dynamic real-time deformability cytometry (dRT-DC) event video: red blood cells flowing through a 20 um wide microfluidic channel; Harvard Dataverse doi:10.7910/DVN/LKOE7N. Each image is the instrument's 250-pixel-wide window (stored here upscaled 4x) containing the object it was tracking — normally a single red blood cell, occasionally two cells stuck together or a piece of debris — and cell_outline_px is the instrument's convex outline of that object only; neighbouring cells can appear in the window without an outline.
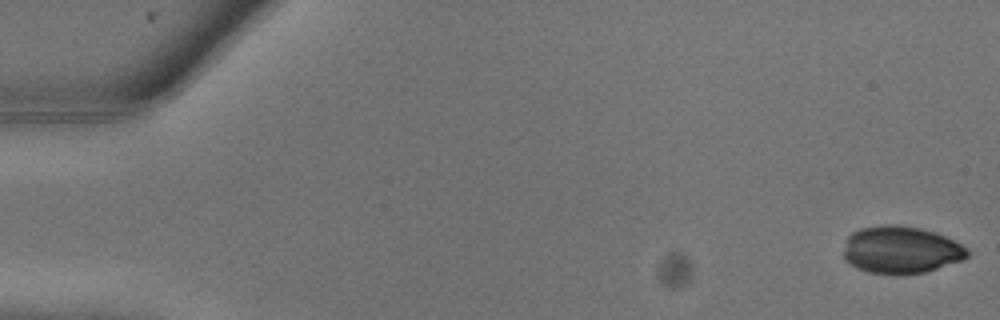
{"species": "common noctule bat (a hibernating species)", "species_latin": "Nyctalus noctula", "temperature_condition": "warm", "stored_images_in_passage": 8, "camera_frame_rate_fps": 3000, "um_per_image_px": 0.085, "animal": {"sex": "male", "body_mass_g": 13.3}, "frame": {"image": 1, "passage_image": 1, "time_ms": 0.0, "image_size_px": [1000, 320], "cell_outline_px": [[972, 252], [964, 260], [924, 272], [868, 272], [856, 268], [844, 260], [844, 248], [848, 236], [852, 232], [860, 228], [884, 224], [896, 224], [920, 228], [936, 232], [968, 248]], "centroid_in_image_um": [76.59, 21.2], "position_along_channel_um": 8.4, "area_um2": 33.87}}
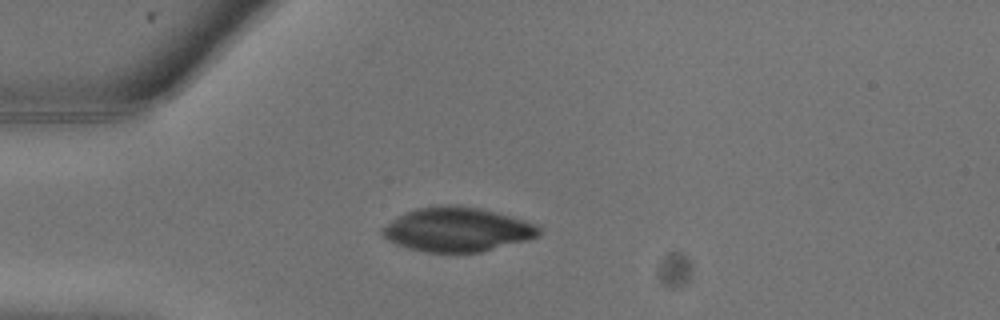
{"frame": {"image": 2, "passage_image": 7, "time_ms": 2.0, "image_size_px": [1000, 320], "cell_outline_px": [[540, 236], [528, 240], [484, 252], [424, 252], [396, 244], [380, 236], [380, 228], [392, 220], [416, 208], [480, 208], [524, 220], [536, 224], [540, 228]], "centroid_in_image_um": [38.88, 19.57], "position_along_channel_um": 46.1, "area_um2": 39.48}}